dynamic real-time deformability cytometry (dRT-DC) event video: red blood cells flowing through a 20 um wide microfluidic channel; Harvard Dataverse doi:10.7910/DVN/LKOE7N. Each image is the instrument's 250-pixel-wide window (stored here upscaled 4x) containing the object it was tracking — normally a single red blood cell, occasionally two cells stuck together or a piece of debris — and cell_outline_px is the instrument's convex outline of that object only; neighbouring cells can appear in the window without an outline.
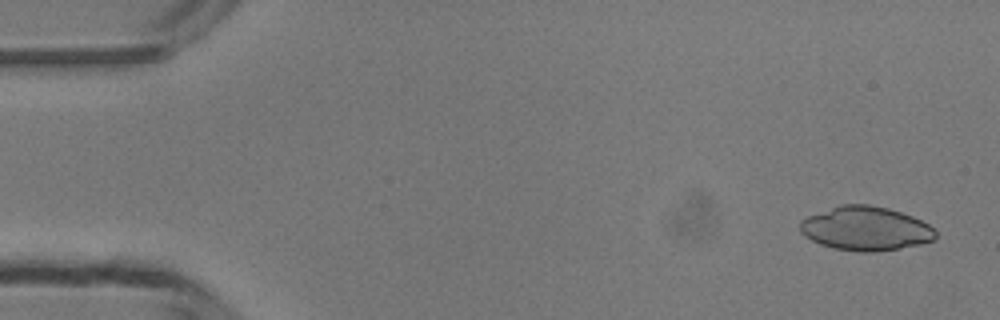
{"species": "common noctule bat (a hibernating species)", "species_latin": "Nyctalus noctula", "temperature_condition": "room temperature", "stored_images_in_passage": 48, "camera_frame_rate_fps": 3000, "um_per_image_px": 0.085, "animal": {"sex": "male", "body_mass_g": 13.3}, "frame": {"image": 1, "passage_image": 1, "time_ms": 0.0, "image_size_px": [1000, 320], "cell_outline_px": [[936, 240], [920, 244], [900, 248], [876, 252], [860, 252], [832, 248], [820, 244], [804, 236], [800, 232], [800, 220], [808, 216], [840, 204], [868, 204], [888, 208], [912, 216], [928, 224], [936, 232]], "centroid_in_image_um": [73.57, 19.43], "position_along_channel_um": 11.4, "area_um2": 34.85}}